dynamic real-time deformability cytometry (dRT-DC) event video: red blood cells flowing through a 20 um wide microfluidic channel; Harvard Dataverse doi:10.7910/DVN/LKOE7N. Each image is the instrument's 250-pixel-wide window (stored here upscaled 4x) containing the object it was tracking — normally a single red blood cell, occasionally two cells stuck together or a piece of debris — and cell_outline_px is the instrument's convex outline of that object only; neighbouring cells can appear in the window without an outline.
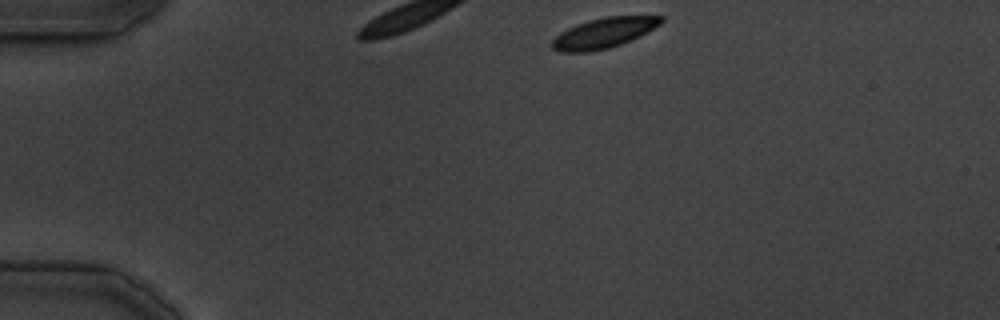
{"species": "common noctule bat (a hibernating species)", "species_latin": "Nyctalus noctula", "temperature_condition": "cold", "stored_images_in_passage": 8, "camera_frame_rate_fps": 3000, "um_per_image_px": 0.085, "animal": {"sex": "male", "body_mass_g": 19.5, "forearm_length_mm": 54.6}, "frame": {"image": 1, "passage_image": 1, "time_ms": 0.0, "image_size_px": [1000, 320], "cell_outline_px": [[664, 20], [660, 24], [640, 36], [620, 44], [608, 48], [588, 52], [560, 52], [552, 48], [552, 40], [560, 32], [576, 24], [588, 20], [608, 16], [664, 16]], "centroid_in_image_um": [51.31, 2.8], "position_along_channel_um": 33.7, "area_um2": 19.07}}